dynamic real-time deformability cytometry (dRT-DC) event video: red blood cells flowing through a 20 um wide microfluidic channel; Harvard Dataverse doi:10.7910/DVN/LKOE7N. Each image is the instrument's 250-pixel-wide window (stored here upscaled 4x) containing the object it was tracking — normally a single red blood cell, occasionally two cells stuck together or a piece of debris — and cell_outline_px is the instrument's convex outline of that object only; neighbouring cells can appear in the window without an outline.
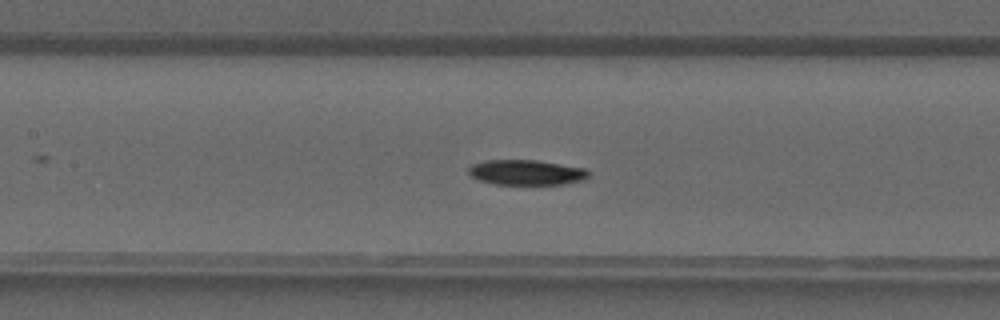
{"species": "common noctule bat (a hibernating species)", "species_latin": "Nyctalus noctula", "temperature_condition": "warm", "stored_images_in_passage": 34, "camera_frame_rate_fps": 3000, "um_per_image_px": 0.085, "animal": {"sex": "male", "forearm_length_mm": 52.5}, "frame": {"image": 1, "passage_image": 18, "time_ms": 5.667, "image_size_px": [1000, 320], "cell_outline_px": [[588, 176], [584, 180], [564, 184], [492, 184], [480, 180], [472, 176], [468, 172], [468, 168], [472, 164], [484, 160], [536, 160], [584, 168], [588, 172]], "centroid_in_image_um": [44.71, 14.65], "position_along_channel_um": 162.7, "area_um2": 17.51}}
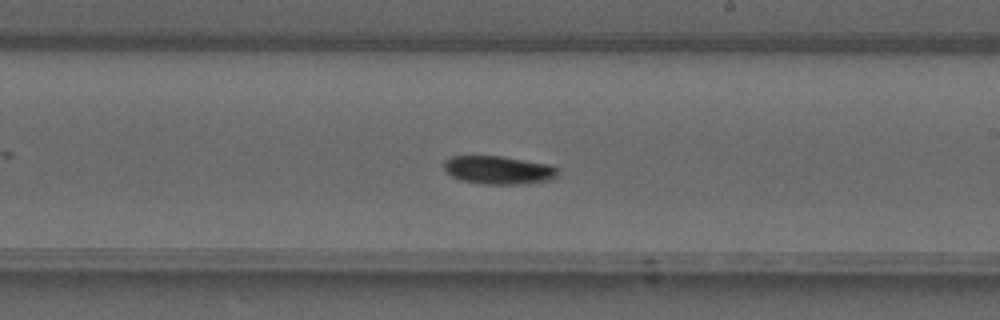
{"frame": {"image": 2, "passage_image": 23, "time_ms": 7.333, "image_size_px": [1000, 320], "cell_outline_px": [[556, 176], [552, 180], [520, 184], [484, 184], [460, 180], [452, 176], [444, 168], [444, 160], [452, 156], [500, 156], [552, 164], [556, 168]], "centroid_in_image_um": [42.38, 14.45], "position_along_channel_um": 246.6, "area_um2": 18.73}}
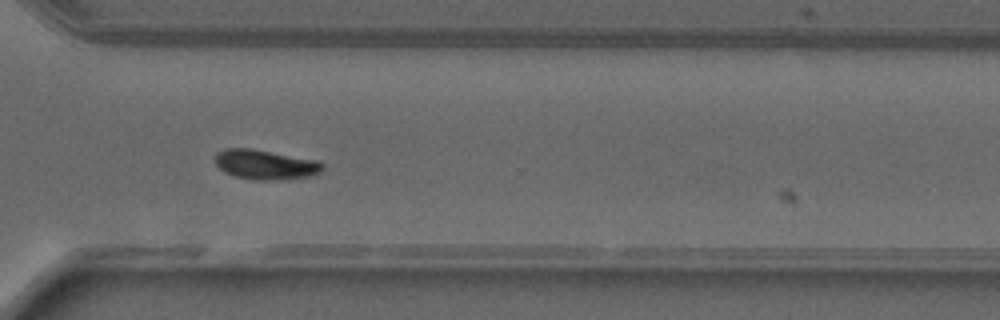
{"frame": {"image": 3, "passage_image": 29, "time_ms": 9.333, "image_size_px": [1000, 320], "cell_outline_px": [[324, 168], [320, 172], [312, 176], [280, 180], [256, 180], [236, 176], [224, 172], [216, 164], [216, 152], [224, 148], [252, 148], [320, 160], [324, 164]], "centroid_in_image_um": [22.6, 13.98], "position_along_channel_um": 348.0, "area_um2": 18.9}}